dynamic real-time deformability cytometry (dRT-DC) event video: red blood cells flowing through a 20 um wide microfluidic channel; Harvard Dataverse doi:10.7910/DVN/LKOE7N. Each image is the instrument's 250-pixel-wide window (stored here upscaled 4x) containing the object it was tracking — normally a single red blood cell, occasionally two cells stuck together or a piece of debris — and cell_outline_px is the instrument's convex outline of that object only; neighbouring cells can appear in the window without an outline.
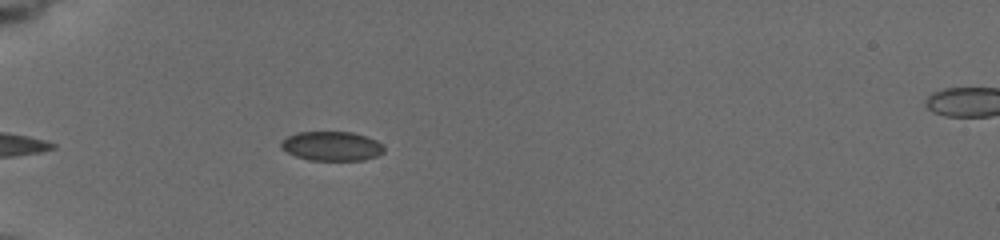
{"species": "common noctule bat (a hibernating species)", "species_latin": "Nyctalus noctula", "temperature_condition": "cold", "stored_images_in_passage": 24, "camera_frame_rate_fps": 3000, "um_per_image_px": 0.085, "animal": {"sex": "female", "body_mass_g": 19.5, "forearm_length_mm": 54.1}, "frame": {"image": 1, "passage_image": 2, "time_ms": 0.333, "image_size_px": [1000, 240], "cell_outline_px": [[384, 152], [376, 156], [364, 160], [308, 160], [296, 156], [280, 148], [280, 140], [296, 132], [352, 132], [376, 140], [384, 144]], "centroid_in_image_um": [28.18, 12.42], "position_along_channel_um": 56.8, "area_um2": 17.69}}
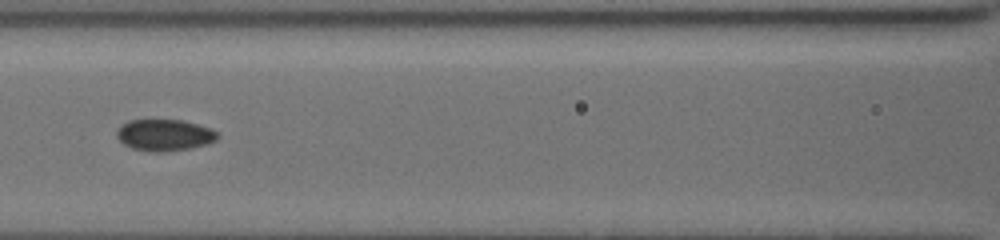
{"frame": {"image": 2, "passage_image": 10, "time_ms": 3.333, "image_size_px": [1000, 240], "cell_outline_px": [[220, 136], [216, 140], [208, 144], [192, 148], [164, 152], [152, 152], [132, 148], [124, 144], [116, 136], [116, 132], [128, 120], [184, 120], [212, 128]], "centroid_in_image_um": [14.03, 11.48], "position_along_channel_um": 152.6, "area_um2": 18.61}}
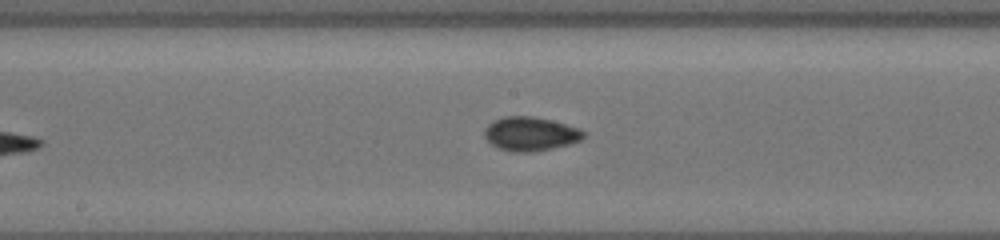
{"frame": {"image": 3, "passage_image": 15, "time_ms": 4.667, "image_size_px": [1000, 240], "cell_outline_px": [[584, 136], [580, 140], [568, 144], [552, 148], [532, 152], [516, 152], [500, 148], [492, 144], [484, 136], [484, 128], [492, 120], [504, 116], [532, 116], [552, 120], [580, 128], [584, 132]], "centroid_in_image_um": [45.07, 11.36], "position_along_channel_um": 203.1, "area_um2": 19.54}}